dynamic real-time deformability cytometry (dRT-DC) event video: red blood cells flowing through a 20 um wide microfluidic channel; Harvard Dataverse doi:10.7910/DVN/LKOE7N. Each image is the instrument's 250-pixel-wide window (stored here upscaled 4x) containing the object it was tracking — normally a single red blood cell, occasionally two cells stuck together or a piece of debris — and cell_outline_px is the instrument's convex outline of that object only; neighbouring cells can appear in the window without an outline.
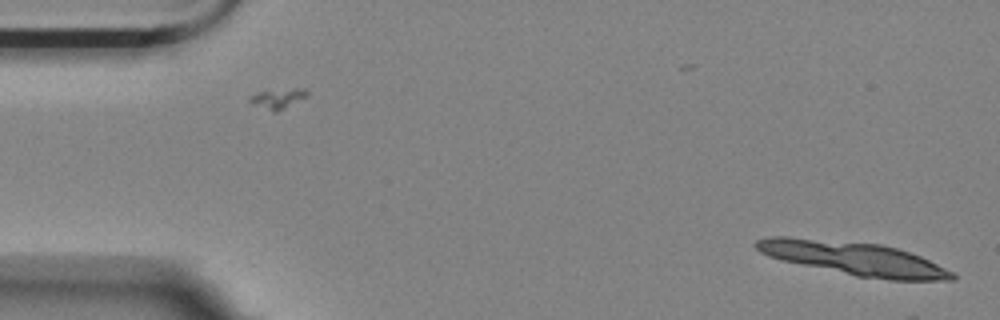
{"species": "Egyptian fruit bat (a non-hibernating species)", "species_latin": "Rousettus aegyptiacus", "temperature_condition": "room temperature", "stored_images_in_passage": 14, "camera_frame_rate_fps": 3000, "um_per_image_px": 0.085, "animal": {"sex": "female"}, "frame": {"image": 1, "passage_image": 1, "time_ms": 0.0, "image_size_px": [1000, 320], "cell_outline_px": [[956, 280], [888, 280], [856, 276], [784, 260], [768, 256], [760, 252], [752, 244], [756, 240], [768, 236], [788, 236], [880, 244], [896, 248], [920, 256], [952, 272], [956, 276]], "centroid_in_image_um": [72.53, 21.96], "position_along_channel_um": 12.5, "area_um2": 37.74}}